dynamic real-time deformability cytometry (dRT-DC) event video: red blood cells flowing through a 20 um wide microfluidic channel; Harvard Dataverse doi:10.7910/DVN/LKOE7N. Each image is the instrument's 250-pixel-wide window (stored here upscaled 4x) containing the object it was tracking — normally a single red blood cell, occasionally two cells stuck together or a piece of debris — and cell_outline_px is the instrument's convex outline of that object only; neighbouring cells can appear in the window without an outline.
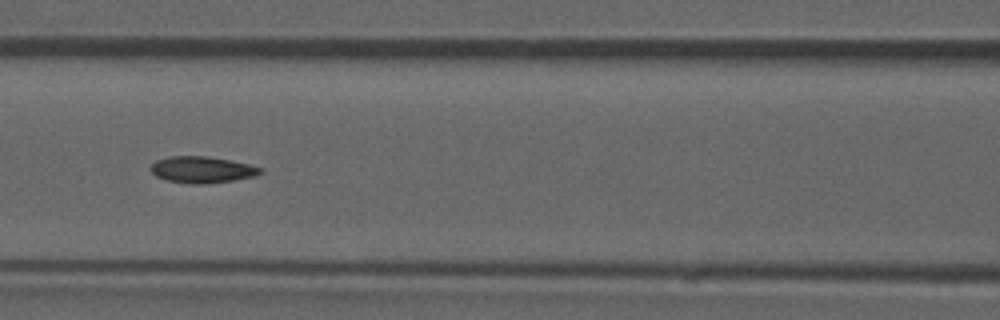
{"species": "common noctule bat (a hibernating species)", "species_latin": "Nyctalus noctula", "temperature_condition": "room temperature", "stored_images_in_passage": 52, "camera_frame_rate_fps": 3000, "um_per_image_px": 0.085, "animal": {"sex": "male", "forearm_length_mm": 52.5}, "frame": {"image": 1, "passage_image": 23, "time_ms": 7.333, "image_size_px": [1000, 320], "cell_outline_px": [[264, 172], [256, 176], [232, 180], [204, 184], [192, 184], [168, 180], [156, 176], [148, 168], [156, 160], [168, 156], [208, 156], [248, 164], [260, 168]], "centroid_in_image_um": [17.15, 14.42], "position_along_channel_um": 149.5, "area_um2": 16.82}, "authors_computed_cell_mechanics": {"area_um2": 16.5308, "velocity_mm_per_s": 3.9031, "shape_relaxation_time_tau1_ms": null, "shape_relaxation_time_tau2_ms": 2.8691, "deformation_change_tau1": null, "deformation_change_tau2": 0.0902}}